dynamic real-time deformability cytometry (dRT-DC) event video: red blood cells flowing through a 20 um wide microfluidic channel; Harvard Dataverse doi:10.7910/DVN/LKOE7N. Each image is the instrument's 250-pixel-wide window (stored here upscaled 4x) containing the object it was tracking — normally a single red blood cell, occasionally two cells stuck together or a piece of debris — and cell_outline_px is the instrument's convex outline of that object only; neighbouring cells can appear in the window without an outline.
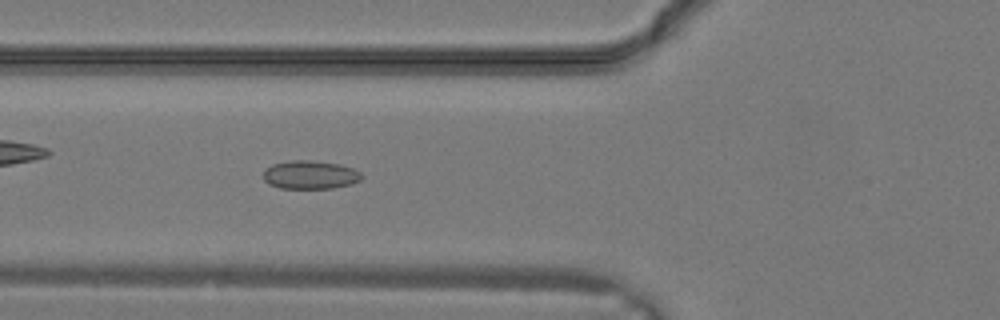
{"species": "common noctule bat (a hibernating species)", "species_latin": "Nyctalus noctula", "temperature_condition": "warm", "stored_images_in_passage": 4, "camera_frame_rate_fps": 3000, "um_per_image_px": 0.085, "animal": {"sex": "male", "body_mass_g": 19.2, "forearm_length_mm": 51.8}, "frame": {"image": 1, "passage_image": 4, "time_ms": 1.0, "image_size_px": [1000, 320], "cell_outline_px": [[360, 180], [352, 184], [332, 188], [280, 188], [268, 184], [264, 180], [264, 172], [272, 164], [292, 160], [308, 160], [340, 164], [352, 168], [360, 172]], "centroid_in_image_um": [26.35, 14.86], "position_along_channel_um": 99.4, "area_um2": 16.13}}